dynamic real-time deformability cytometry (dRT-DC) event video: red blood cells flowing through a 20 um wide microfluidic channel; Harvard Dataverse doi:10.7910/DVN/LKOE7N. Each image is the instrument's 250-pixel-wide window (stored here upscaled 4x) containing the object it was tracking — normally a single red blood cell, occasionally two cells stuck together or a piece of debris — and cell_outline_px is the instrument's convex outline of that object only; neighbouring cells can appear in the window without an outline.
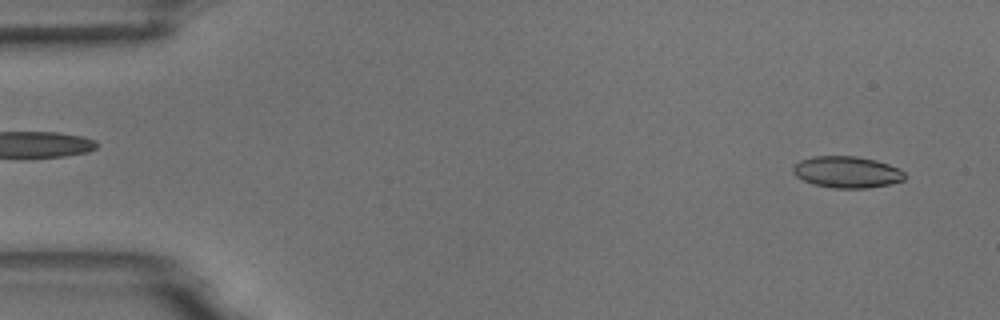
{"species": "common noctule bat (a hibernating species)", "species_latin": "Nyctalus noctula", "temperature_condition": "room temperature", "stored_images_in_passage": 53, "camera_frame_rate_fps": 3000, "um_per_image_px": 0.085, "animal": {"sex": "male", "body_mass_g": 18.8}, "frame": {"image": 1, "passage_image": 3, "time_ms": 0.667, "image_size_px": [1000, 320], "cell_outline_px": [[904, 180], [892, 184], [868, 188], [832, 188], [812, 184], [796, 176], [792, 172], [792, 168], [800, 160], [812, 156], [856, 156], [876, 160], [900, 168], [904, 172]], "centroid_in_image_um": [71.99, 14.63], "position_along_channel_um": 13.0, "area_um2": 20.69}}
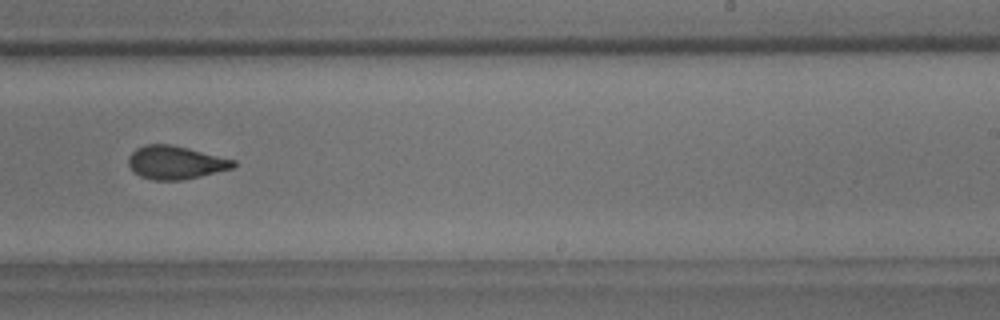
{"frame": {"image": 2, "passage_image": 33, "time_ms": 10.667, "image_size_px": [1000, 320], "cell_outline_px": [[236, 164], [232, 168], [184, 180], [152, 180], [140, 176], [128, 164], [128, 156], [136, 148], [144, 144], [168, 144], [188, 148], [236, 160]], "centroid_in_image_um": [14.9, 13.81], "position_along_channel_um": 274.1, "area_um2": 20.23}}
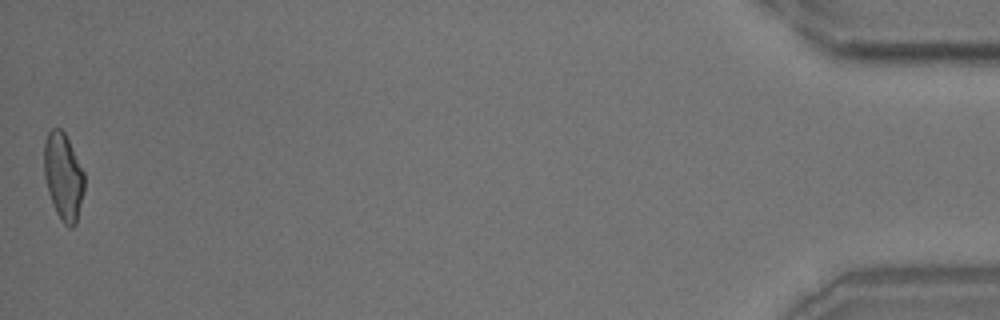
{"frame": {"image": 3, "passage_image": 53, "time_ms": 17.333, "image_size_px": [1000, 320], "cell_outline_px": [[84, 192], [76, 224], [72, 228], [68, 228], [60, 220], [56, 212], [48, 192], [44, 176], [44, 144], [48, 132], [52, 128], [60, 128], [64, 132], [84, 172]], "centroid_in_image_um": [5.38, 15.04], "position_along_channel_um": 429.8, "area_um2": 20.46}, "authors_computed_cell_mechanics": {"area_um2": 20.5768, "velocity_mm_per_s": 3.7599, "shape_relaxation_time_tau1_ms": 6.8477, "shape_relaxation_time_tau2_ms": 1.8019, "deformation_change_tau1": 0.1819, "deformation_change_tau2": 0.0803}}